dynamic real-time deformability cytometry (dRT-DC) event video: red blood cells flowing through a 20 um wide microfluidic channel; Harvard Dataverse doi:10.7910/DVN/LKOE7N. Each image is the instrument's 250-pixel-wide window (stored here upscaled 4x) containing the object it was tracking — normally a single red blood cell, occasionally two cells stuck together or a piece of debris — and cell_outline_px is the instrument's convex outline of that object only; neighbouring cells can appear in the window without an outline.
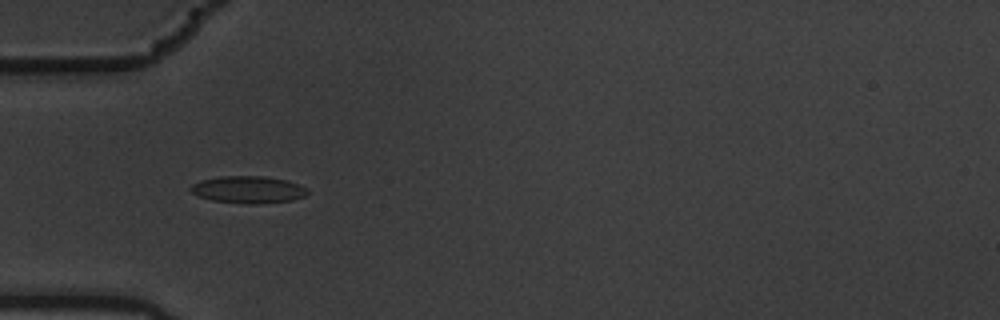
{"species": "common noctule bat (a hibernating species)", "species_latin": "Nyctalus noctula", "temperature_condition": "warm", "stored_images_in_passage": 5, "camera_frame_rate_fps": 3000, "um_per_image_px": 0.085, "animal": {"sex": "male", "body_mass_g": 19.5, "forearm_length_mm": 54.6}, "frame": {"image": 1, "passage_image": 4, "time_ms": 1.0, "image_size_px": [1000, 320], "cell_outline_px": [[308, 192], [304, 196], [292, 200], [260, 204], [244, 204], [212, 200], [200, 196], [192, 192], [188, 188], [192, 184], [200, 180], [220, 176], [264, 176], [288, 180], [300, 184], [308, 188]], "centroid_in_image_um": [21.12, 16.11], "position_along_channel_um": 63.9, "area_um2": 18.67}}
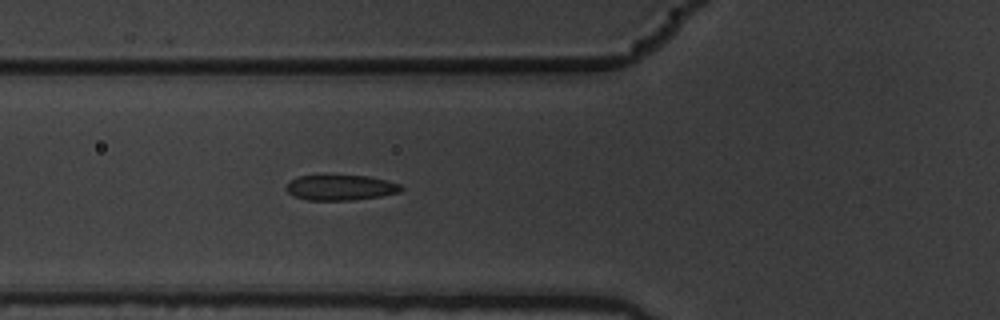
{"frame": {"image": 2, "passage_image": 5, "time_ms": 1.333, "image_size_px": [1000, 320], "cell_outline_px": [[404, 188], [400, 192], [380, 196], [352, 200], [304, 200], [292, 196], [284, 188], [292, 180], [300, 176], [324, 172], [368, 176], [400, 184]], "centroid_in_image_um": [28.89, 15.9], "position_along_channel_um": 96.9, "area_um2": 17.8}}